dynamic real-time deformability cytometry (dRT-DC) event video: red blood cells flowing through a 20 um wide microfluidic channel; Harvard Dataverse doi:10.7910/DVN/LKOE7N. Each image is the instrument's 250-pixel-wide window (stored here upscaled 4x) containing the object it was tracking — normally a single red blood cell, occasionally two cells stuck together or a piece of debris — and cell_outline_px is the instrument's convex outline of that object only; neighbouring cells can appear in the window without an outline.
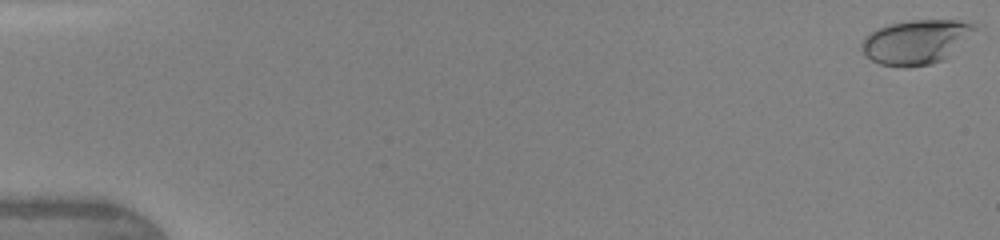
{"species": "human", "species_latin": "Homo sapiens", "temperature_condition": "warm", "stored_images_in_passage": 45, "camera_frame_rate_fps": 3000, "um_per_image_px": 0.085, "donor": {"sex": "female"}, "frame": {"image": 1, "passage_image": 1, "time_ms": 0.0, "image_size_px": [1000, 240], "cell_outline_px": [[976, 28], [944, 60], [932, 64], [908, 68], [900, 68], [880, 64], [872, 60], [864, 52], [860, 44], [864, 36], [880, 28], [892, 24], [912, 20], [956, 20], [972, 24]], "centroid_in_image_um": [77.81, 3.59], "position_along_channel_um": 7.2, "area_um2": 28.73}}
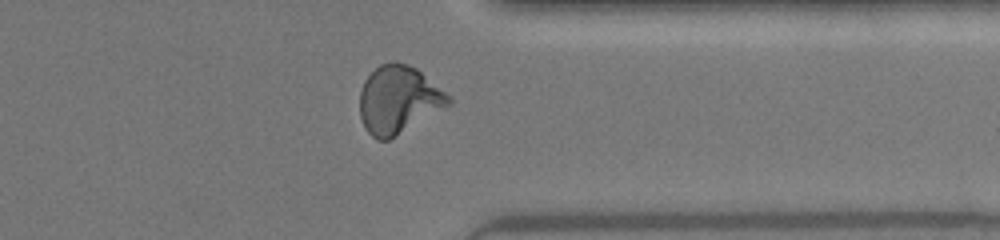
{"frame": {"image": 2, "passage_image": 38, "time_ms": 12.333, "image_size_px": [1000, 240], "cell_outline_px": [[452, 104], [388, 140], [376, 140], [364, 128], [360, 116], [360, 92], [364, 80], [380, 64], [392, 60], [396, 60], [408, 64], [416, 68], [444, 92], [452, 100]], "centroid_in_image_um": [33.84, 8.47], "position_along_channel_um": 377.6, "area_um2": 34.85}}
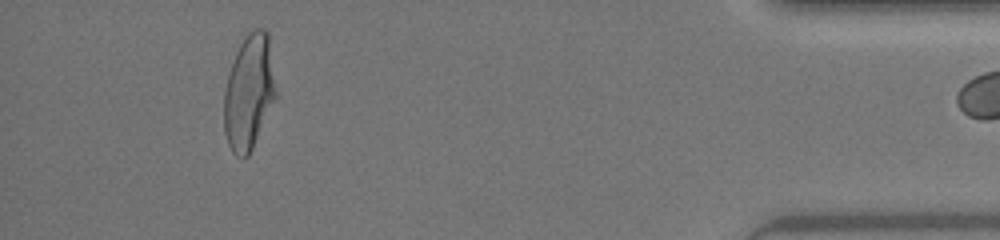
{"frame": {"image": 3, "passage_image": 44, "time_ms": 14.333, "image_size_px": [1000, 240], "cell_outline_px": [[276, 96], [252, 148], [248, 156], [244, 160], [236, 156], [232, 152], [228, 144], [224, 132], [224, 92], [228, 76], [236, 52], [240, 44], [248, 32], [252, 28], [264, 28], [268, 32], [276, 88]], "centroid_in_image_um": [21.15, 7.84], "position_along_channel_um": 414.0, "area_um2": 34.62}}